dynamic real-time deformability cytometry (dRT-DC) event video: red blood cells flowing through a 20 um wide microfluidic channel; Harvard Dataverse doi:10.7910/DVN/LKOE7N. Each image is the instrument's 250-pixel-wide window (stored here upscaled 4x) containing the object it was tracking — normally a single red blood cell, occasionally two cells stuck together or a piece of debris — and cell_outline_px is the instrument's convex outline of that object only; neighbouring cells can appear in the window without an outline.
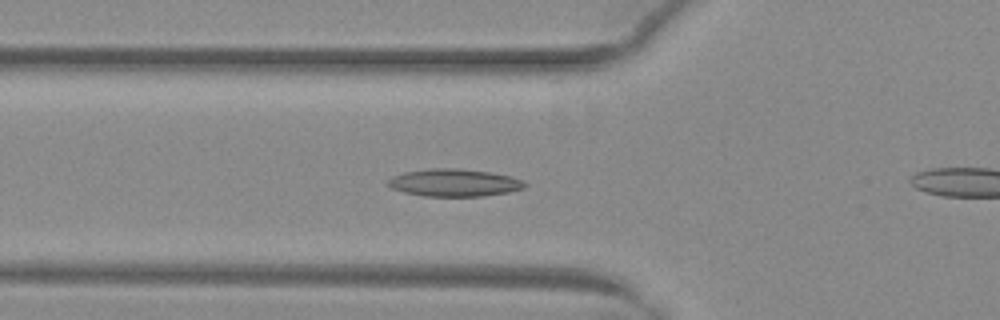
{"species": "common noctule bat (a hibernating species)", "species_latin": "Nyctalus noctula", "temperature_condition": "warm", "stored_images_in_passage": 47, "camera_frame_rate_fps": 3000, "um_per_image_px": 0.085, "animal": {"sex": "female", "body_mass_g": 29.2, "forearm_length_mm": 56.3}, "frame": {"image": 1, "passage_image": 13, "time_ms": 4.0, "image_size_px": [1000, 320], "cell_outline_px": [[528, 184], [524, 188], [508, 192], [484, 196], [424, 196], [404, 192], [392, 188], [384, 184], [392, 176], [404, 172], [428, 168], [456, 168], [488, 172], [508, 176], [524, 180]], "centroid_in_image_um": [38.58, 15.53], "position_along_channel_um": 87.2, "area_um2": 21.96}}
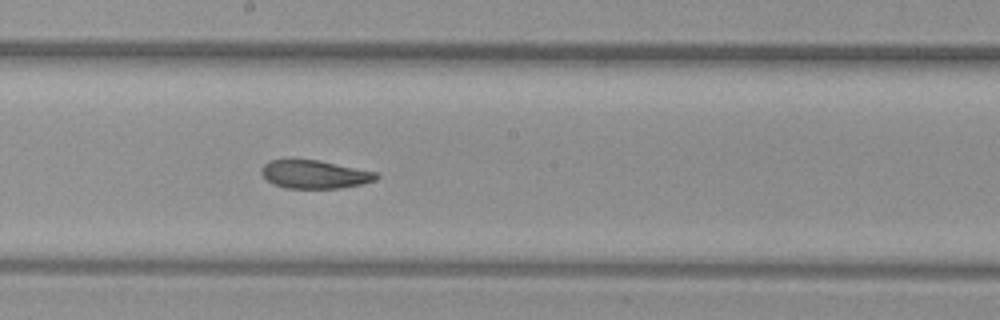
{"frame": {"image": 2, "passage_image": 23, "time_ms": 7.333, "image_size_px": [1000, 320], "cell_outline_px": [[380, 176], [376, 180], [360, 184], [340, 188], [284, 188], [272, 184], [260, 172], [264, 164], [268, 160], [316, 160], [376, 172]], "centroid_in_image_um": [26.72, 14.83], "position_along_channel_um": 221.5, "area_um2": 18.67}}
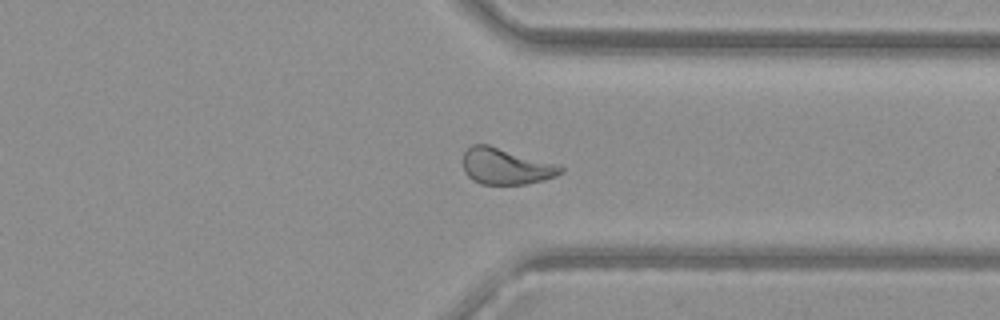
{"frame": {"image": 3, "passage_image": 34, "time_ms": 11.0, "image_size_px": [1000, 320], "cell_outline_px": [[564, 172], [556, 176], [544, 180], [524, 184], [480, 184], [472, 180], [464, 172], [464, 152], [472, 144], [488, 144], [556, 164], [564, 168]], "centroid_in_image_um": [42.99, 14.14], "position_along_channel_um": 368.4, "area_um2": 20.52}, "authors_computed_cell_mechanics": {"area_um2": 20.808, "velocity_mm_per_s": 4.0138, "shape_relaxation_time_tau1_ms": null, "shape_relaxation_time_tau2_ms": 3.0643, "deformation_change_tau1": null, "deformation_change_tau2": 0.0868}}